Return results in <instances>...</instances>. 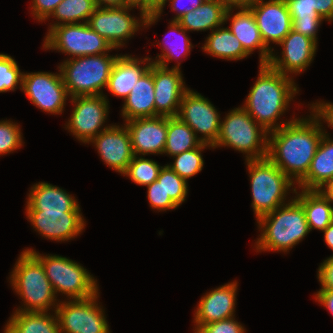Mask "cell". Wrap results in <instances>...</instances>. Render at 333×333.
Wrapping results in <instances>:
<instances>
[{"label": "cell", "mask_w": 333, "mask_h": 333, "mask_svg": "<svg viewBox=\"0 0 333 333\" xmlns=\"http://www.w3.org/2000/svg\"><path fill=\"white\" fill-rule=\"evenodd\" d=\"M232 9L227 10L218 0H205L198 8L184 14L177 22L186 31L215 30L231 18Z\"/></svg>", "instance_id": "26"}, {"label": "cell", "mask_w": 333, "mask_h": 333, "mask_svg": "<svg viewBox=\"0 0 333 333\" xmlns=\"http://www.w3.org/2000/svg\"><path fill=\"white\" fill-rule=\"evenodd\" d=\"M323 19H292V30L313 39L317 43V31Z\"/></svg>", "instance_id": "42"}, {"label": "cell", "mask_w": 333, "mask_h": 333, "mask_svg": "<svg viewBox=\"0 0 333 333\" xmlns=\"http://www.w3.org/2000/svg\"><path fill=\"white\" fill-rule=\"evenodd\" d=\"M202 49L209 55L227 60H240L249 55L228 27L213 30Z\"/></svg>", "instance_id": "30"}, {"label": "cell", "mask_w": 333, "mask_h": 333, "mask_svg": "<svg viewBox=\"0 0 333 333\" xmlns=\"http://www.w3.org/2000/svg\"><path fill=\"white\" fill-rule=\"evenodd\" d=\"M250 173L252 207L256 218L285 205L288 190L295 184L268 157L246 160ZM285 202V203H284ZM283 203V204H282Z\"/></svg>", "instance_id": "6"}, {"label": "cell", "mask_w": 333, "mask_h": 333, "mask_svg": "<svg viewBox=\"0 0 333 333\" xmlns=\"http://www.w3.org/2000/svg\"><path fill=\"white\" fill-rule=\"evenodd\" d=\"M127 4L130 6L139 7L140 16H146V0H126Z\"/></svg>", "instance_id": "54"}, {"label": "cell", "mask_w": 333, "mask_h": 333, "mask_svg": "<svg viewBox=\"0 0 333 333\" xmlns=\"http://www.w3.org/2000/svg\"><path fill=\"white\" fill-rule=\"evenodd\" d=\"M231 32L240 41L244 50L250 55L255 49L260 50V64L269 62L272 51L264 44L260 31L250 8L240 9L231 18Z\"/></svg>", "instance_id": "25"}, {"label": "cell", "mask_w": 333, "mask_h": 333, "mask_svg": "<svg viewBox=\"0 0 333 333\" xmlns=\"http://www.w3.org/2000/svg\"><path fill=\"white\" fill-rule=\"evenodd\" d=\"M318 191H320L330 204L333 203V180L326 182Z\"/></svg>", "instance_id": "52"}, {"label": "cell", "mask_w": 333, "mask_h": 333, "mask_svg": "<svg viewBox=\"0 0 333 333\" xmlns=\"http://www.w3.org/2000/svg\"><path fill=\"white\" fill-rule=\"evenodd\" d=\"M220 146L246 153V160L263 159L268 154V132L243 107H238L221 121L220 133L212 148Z\"/></svg>", "instance_id": "7"}, {"label": "cell", "mask_w": 333, "mask_h": 333, "mask_svg": "<svg viewBox=\"0 0 333 333\" xmlns=\"http://www.w3.org/2000/svg\"><path fill=\"white\" fill-rule=\"evenodd\" d=\"M22 143L19 125L9 120L0 121V155L19 149Z\"/></svg>", "instance_id": "38"}, {"label": "cell", "mask_w": 333, "mask_h": 333, "mask_svg": "<svg viewBox=\"0 0 333 333\" xmlns=\"http://www.w3.org/2000/svg\"><path fill=\"white\" fill-rule=\"evenodd\" d=\"M167 0H146L145 27L155 23L163 12Z\"/></svg>", "instance_id": "45"}, {"label": "cell", "mask_w": 333, "mask_h": 333, "mask_svg": "<svg viewBox=\"0 0 333 333\" xmlns=\"http://www.w3.org/2000/svg\"><path fill=\"white\" fill-rule=\"evenodd\" d=\"M99 293L86 299H71L56 306L60 333H110Z\"/></svg>", "instance_id": "10"}, {"label": "cell", "mask_w": 333, "mask_h": 333, "mask_svg": "<svg viewBox=\"0 0 333 333\" xmlns=\"http://www.w3.org/2000/svg\"><path fill=\"white\" fill-rule=\"evenodd\" d=\"M292 191L297 195L294 199L304 210L310 231L312 229L324 231L333 221V206L318 190L302 189L299 194L295 187Z\"/></svg>", "instance_id": "28"}, {"label": "cell", "mask_w": 333, "mask_h": 333, "mask_svg": "<svg viewBox=\"0 0 333 333\" xmlns=\"http://www.w3.org/2000/svg\"><path fill=\"white\" fill-rule=\"evenodd\" d=\"M317 44L313 39L291 30L278 44L283 48L282 57L272 52L267 64L284 75L301 73L313 61Z\"/></svg>", "instance_id": "17"}, {"label": "cell", "mask_w": 333, "mask_h": 333, "mask_svg": "<svg viewBox=\"0 0 333 333\" xmlns=\"http://www.w3.org/2000/svg\"><path fill=\"white\" fill-rule=\"evenodd\" d=\"M322 19L333 20V0H307Z\"/></svg>", "instance_id": "47"}, {"label": "cell", "mask_w": 333, "mask_h": 333, "mask_svg": "<svg viewBox=\"0 0 333 333\" xmlns=\"http://www.w3.org/2000/svg\"><path fill=\"white\" fill-rule=\"evenodd\" d=\"M153 61L140 76L130 94L124 99L122 116L126 121L135 118L155 117Z\"/></svg>", "instance_id": "22"}, {"label": "cell", "mask_w": 333, "mask_h": 333, "mask_svg": "<svg viewBox=\"0 0 333 333\" xmlns=\"http://www.w3.org/2000/svg\"><path fill=\"white\" fill-rule=\"evenodd\" d=\"M196 133L203 134L200 141L213 146L220 133V114L210 101L188 89L183 95L177 115Z\"/></svg>", "instance_id": "13"}, {"label": "cell", "mask_w": 333, "mask_h": 333, "mask_svg": "<svg viewBox=\"0 0 333 333\" xmlns=\"http://www.w3.org/2000/svg\"><path fill=\"white\" fill-rule=\"evenodd\" d=\"M31 252L42 264L45 274L57 294L61 292L70 299H86L98 293L95 278L83 266L59 255L42 256L33 249Z\"/></svg>", "instance_id": "8"}, {"label": "cell", "mask_w": 333, "mask_h": 333, "mask_svg": "<svg viewBox=\"0 0 333 333\" xmlns=\"http://www.w3.org/2000/svg\"><path fill=\"white\" fill-rule=\"evenodd\" d=\"M96 8L94 0H62L51 16L63 23L58 21L52 24L49 30L59 24L79 23L80 20H85L84 23H86Z\"/></svg>", "instance_id": "32"}, {"label": "cell", "mask_w": 333, "mask_h": 333, "mask_svg": "<svg viewBox=\"0 0 333 333\" xmlns=\"http://www.w3.org/2000/svg\"><path fill=\"white\" fill-rule=\"evenodd\" d=\"M237 286V281H234L206 293L201 298L195 310L194 333L205 324L234 317Z\"/></svg>", "instance_id": "21"}, {"label": "cell", "mask_w": 333, "mask_h": 333, "mask_svg": "<svg viewBox=\"0 0 333 333\" xmlns=\"http://www.w3.org/2000/svg\"><path fill=\"white\" fill-rule=\"evenodd\" d=\"M33 228L43 237L55 241L71 240L84 229L80 211H26Z\"/></svg>", "instance_id": "18"}, {"label": "cell", "mask_w": 333, "mask_h": 333, "mask_svg": "<svg viewBox=\"0 0 333 333\" xmlns=\"http://www.w3.org/2000/svg\"><path fill=\"white\" fill-rule=\"evenodd\" d=\"M331 180H333V140L325 132L307 175L298 183V186L306 190H318Z\"/></svg>", "instance_id": "27"}, {"label": "cell", "mask_w": 333, "mask_h": 333, "mask_svg": "<svg viewBox=\"0 0 333 333\" xmlns=\"http://www.w3.org/2000/svg\"><path fill=\"white\" fill-rule=\"evenodd\" d=\"M30 190L26 211H81L73 196L50 183H36Z\"/></svg>", "instance_id": "23"}, {"label": "cell", "mask_w": 333, "mask_h": 333, "mask_svg": "<svg viewBox=\"0 0 333 333\" xmlns=\"http://www.w3.org/2000/svg\"><path fill=\"white\" fill-rule=\"evenodd\" d=\"M292 19H322L307 0H285Z\"/></svg>", "instance_id": "41"}, {"label": "cell", "mask_w": 333, "mask_h": 333, "mask_svg": "<svg viewBox=\"0 0 333 333\" xmlns=\"http://www.w3.org/2000/svg\"><path fill=\"white\" fill-rule=\"evenodd\" d=\"M324 232V241L329 248L333 250V221L331 224L323 231Z\"/></svg>", "instance_id": "53"}, {"label": "cell", "mask_w": 333, "mask_h": 333, "mask_svg": "<svg viewBox=\"0 0 333 333\" xmlns=\"http://www.w3.org/2000/svg\"><path fill=\"white\" fill-rule=\"evenodd\" d=\"M170 1H171L170 3L172 4L171 5L172 11L174 10L177 12L176 13L177 15L172 21H178L184 14H187L188 12L198 8L205 0H189L190 5L187 6L184 5L185 3H183L184 2L183 0H170Z\"/></svg>", "instance_id": "48"}, {"label": "cell", "mask_w": 333, "mask_h": 333, "mask_svg": "<svg viewBox=\"0 0 333 333\" xmlns=\"http://www.w3.org/2000/svg\"><path fill=\"white\" fill-rule=\"evenodd\" d=\"M62 0H32V15L39 21H45Z\"/></svg>", "instance_id": "43"}, {"label": "cell", "mask_w": 333, "mask_h": 333, "mask_svg": "<svg viewBox=\"0 0 333 333\" xmlns=\"http://www.w3.org/2000/svg\"><path fill=\"white\" fill-rule=\"evenodd\" d=\"M21 90L35 106L58 115L62 113L69 96L61 73H23Z\"/></svg>", "instance_id": "14"}, {"label": "cell", "mask_w": 333, "mask_h": 333, "mask_svg": "<svg viewBox=\"0 0 333 333\" xmlns=\"http://www.w3.org/2000/svg\"><path fill=\"white\" fill-rule=\"evenodd\" d=\"M148 188V200L153 209L159 211H166L169 209H176L178 206L170 199V196H166L162 184L157 180L147 186Z\"/></svg>", "instance_id": "39"}, {"label": "cell", "mask_w": 333, "mask_h": 333, "mask_svg": "<svg viewBox=\"0 0 333 333\" xmlns=\"http://www.w3.org/2000/svg\"><path fill=\"white\" fill-rule=\"evenodd\" d=\"M47 312L15 311L6 324L4 333H60L56 315Z\"/></svg>", "instance_id": "29"}, {"label": "cell", "mask_w": 333, "mask_h": 333, "mask_svg": "<svg viewBox=\"0 0 333 333\" xmlns=\"http://www.w3.org/2000/svg\"><path fill=\"white\" fill-rule=\"evenodd\" d=\"M71 101L75 107L66 127L79 141L89 143L109 127L99 129L103 127L109 112V101L104 95L75 96Z\"/></svg>", "instance_id": "11"}, {"label": "cell", "mask_w": 333, "mask_h": 333, "mask_svg": "<svg viewBox=\"0 0 333 333\" xmlns=\"http://www.w3.org/2000/svg\"><path fill=\"white\" fill-rule=\"evenodd\" d=\"M312 108V111L319 119H324L323 121L328 124V127L333 128V104L332 103H314L310 107Z\"/></svg>", "instance_id": "46"}, {"label": "cell", "mask_w": 333, "mask_h": 333, "mask_svg": "<svg viewBox=\"0 0 333 333\" xmlns=\"http://www.w3.org/2000/svg\"><path fill=\"white\" fill-rule=\"evenodd\" d=\"M317 275L322 285L320 290H333V255L321 263Z\"/></svg>", "instance_id": "44"}, {"label": "cell", "mask_w": 333, "mask_h": 333, "mask_svg": "<svg viewBox=\"0 0 333 333\" xmlns=\"http://www.w3.org/2000/svg\"><path fill=\"white\" fill-rule=\"evenodd\" d=\"M145 61L147 65L142 67L140 63L143 64ZM150 61L149 57L139 60L128 55H120L114 63L106 88L112 95L125 99L140 76L149 68Z\"/></svg>", "instance_id": "24"}, {"label": "cell", "mask_w": 333, "mask_h": 333, "mask_svg": "<svg viewBox=\"0 0 333 333\" xmlns=\"http://www.w3.org/2000/svg\"><path fill=\"white\" fill-rule=\"evenodd\" d=\"M169 28L171 29L170 30L171 32L178 33L177 37L179 40H176L177 39L176 38L175 39L176 42L167 43V44L164 43V45H163L164 47H163V49H161L162 54L157 55L156 60L153 62V63H155L159 66L165 67V68H168V65H167L168 63H166V62H170V60H172L173 57L177 59L180 56L181 57L187 56L188 53L190 52L191 48L193 47L188 36L185 34L186 30L177 21H171ZM168 34H170V32H168ZM165 42H167V41H165Z\"/></svg>", "instance_id": "34"}, {"label": "cell", "mask_w": 333, "mask_h": 333, "mask_svg": "<svg viewBox=\"0 0 333 333\" xmlns=\"http://www.w3.org/2000/svg\"><path fill=\"white\" fill-rule=\"evenodd\" d=\"M90 142L96 146L105 164L122 175L135 156L126 126L110 125Z\"/></svg>", "instance_id": "19"}, {"label": "cell", "mask_w": 333, "mask_h": 333, "mask_svg": "<svg viewBox=\"0 0 333 333\" xmlns=\"http://www.w3.org/2000/svg\"><path fill=\"white\" fill-rule=\"evenodd\" d=\"M259 69L258 78L243 108L269 133L296 119L279 125L277 122L280 115L288 110L289 102L298 93V88L289 75L274 70L268 64H260Z\"/></svg>", "instance_id": "2"}, {"label": "cell", "mask_w": 333, "mask_h": 333, "mask_svg": "<svg viewBox=\"0 0 333 333\" xmlns=\"http://www.w3.org/2000/svg\"><path fill=\"white\" fill-rule=\"evenodd\" d=\"M120 55L108 56L107 53L70 58L61 63L59 73L68 95H103L102 88L107 87L109 76L115 61Z\"/></svg>", "instance_id": "5"}, {"label": "cell", "mask_w": 333, "mask_h": 333, "mask_svg": "<svg viewBox=\"0 0 333 333\" xmlns=\"http://www.w3.org/2000/svg\"><path fill=\"white\" fill-rule=\"evenodd\" d=\"M99 8H121L128 6L126 0H94ZM104 4V6H103Z\"/></svg>", "instance_id": "51"}, {"label": "cell", "mask_w": 333, "mask_h": 333, "mask_svg": "<svg viewBox=\"0 0 333 333\" xmlns=\"http://www.w3.org/2000/svg\"><path fill=\"white\" fill-rule=\"evenodd\" d=\"M244 327L234 317L203 325L196 333H244Z\"/></svg>", "instance_id": "40"}, {"label": "cell", "mask_w": 333, "mask_h": 333, "mask_svg": "<svg viewBox=\"0 0 333 333\" xmlns=\"http://www.w3.org/2000/svg\"><path fill=\"white\" fill-rule=\"evenodd\" d=\"M227 10L238 8L248 9L255 2V0H218Z\"/></svg>", "instance_id": "50"}, {"label": "cell", "mask_w": 333, "mask_h": 333, "mask_svg": "<svg viewBox=\"0 0 333 333\" xmlns=\"http://www.w3.org/2000/svg\"><path fill=\"white\" fill-rule=\"evenodd\" d=\"M200 137L178 116L167 117V135L164 153L174 156L197 148Z\"/></svg>", "instance_id": "31"}, {"label": "cell", "mask_w": 333, "mask_h": 333, "mask_svg": "<svg viewBox=\"0 0 333 333\" xmlns=\"http://www.w3.org/2000/svg\"><path fill=\"white\" fill-rule=\"evenodd\" d=\"M250 9L264 44L273 52L269 43L279 44L292 30V18L285 0H255Z\"/></svg>", "instance_id": "16"}, {"label": "cell", "mask_w": 333, "mask_h": 333, "mask_svg": "<svg viewBox=\"0 0 333 333\" xmlns=\"http://www.w3.org/2000/svg\"><path fill=\"white\" fill-rule=\"evenodd\" d=\"M211 147L209 144L201 143L197 148L172 156L175 158L173 164L168 166L187 182V179L195 176L203 168L202 149Z\"/></svg>", "instance_id": "33"}, {"label": "cell", "mask_w": 333, "mask_h": 333, "mask_svg": "<svg viewBox=\"0 0 333 333\" xmlns=\"http://www.w3.org/2000/svg\"><path fill=\"white\" fill-rule=\"evenodd\" d=\"M124 125L129 131L135 156L164 153L167 116L135 118L126 121Z\"/></svg>", "instance_id": "20"}, {"label": "cell", "mask_w": 333, "mask_h": 333, "mask_svg": "<svg viewBox=\"0 0 333 333\" xmlns=\"http://www.w3.org/2000/svg\"><path fill=\"white\" fill-rule=\"evenodd\" d=\"M161 168L162 166L151 159L134 156L123 175L129 176L138 185L148 186L157 180Z\"/></svg>", "instance_id": "35"}, {"label": "cell", "mask_w": 333, "mask_h": 333, "mask_svg": "<svg viewBox=\"0 0 333 333\" xmlns=\"http://www.w3.org/2000/svg\"><path fill=\"white\" fill-rule=\"evenodd\" d=\"M23 73L15 59L7 54H0V93L15 91L18 83L22 88Z\"/></svg>", "instance_id": "37"}, {"label": "cell", "mask_w": 333, "mask_h": 333, "mask_svg": "<svg viewBox=\"0 0 333 333\" xmlns=\"http://www.w3.org/2000/svg\"><path fill=\"white\" fill-rule=\"evenodd\" d=\"M157 181L162 184L166 196L177 205H181L187 196L188 185L177 173L168 165L162 166L159 171Z\"/></svg>", "instance_id": "36"}, {"label": "cell", "mask_w": 333, "mask_h": 333, "mask_svg": "<svg viewBox=\"0 0 333 333\" xmlns=\"http://www.w3.org/2000/svg\"><path fill=\"white\" fill-rule=\"evenodd\" d=\"M179 67V62L171 69L153 63L155 117L178 115L183 95L188 90Z\"/></svg>", "instance_id": "15"}, {"label": "cell", "mask_w": 333, "mask_h": 333, "mask_svg": "<svg viewBox=\"0 0 333 333\" xmlns=\"http://www.w3.org/2000/svg\"><path fill=\"white\" fill-rule=\"evenodd\" d=\"M12 271L10 281L24 301V308L16 311L48 312L59 303L41 262L29 251H23Z\"/></svg>", "instance_id": "4"}, {"label": "cell", "mask_w": 333, "mask_h": 333, "mask_svg": "<svg viewBox=\"0 0 333 333\" xmlns=\"http://www.w3.org/2000/svg\"><path fill=\"white\" fill-rule=\"evenodd\" d=\"M311 115L309 119L296 118L268 133L267 157L297 184L307 175L325 134L321 119L313 112Z\"/></svg>", "instance_id": "1"}, {"label": "cell", "mask_w": 333, "mask_h": 333, "mask_svg": "<svg viewBox=\"0 0 333 333\" xmlns=\"http://www.w3.org/2000/svg\"><path fill=\"white\" fill-rule=\"evenodd\" d=\"M257 220L262 230L256 242L257 251L287 252L310 232L304 210L295 199Z\"/></svg>", "instance_id": "3"}, {"label": "cell", "mask_w": 333, "mask_h": 333, "mask_svg": "<svg viewBox=\"0 0 333 333\" xmlns=\"http://www.w3.org/2000/svg\"><path fill=\"white\" fill-rule=\"evenodd\" d=\"M44 49L61 51L74 57L100 55L115 49L88 23L59 24L48 30Z\"/></svg>", "instance_id": "9"}, {"label": "cell", "mask_w": 333, "mask_h": 333, "mask_svg": "<svg viewBox=\"0 0 333 333\" xmlns=\"http://www.w3.org/2000/svg\"><path fill=\"white\" fill-rule=\"evenodd\" d=\"M315 299L333 315V290H319L315 294Z\"/></svg>", "instance_id": "49"}, {"label": "cell", "mask_w": 333, "mask_h": 333, "mask_svg": "<svg viewBox=\"0 0 333 333\" xmlns=\"http://www.w3.org/2000/svg\"><path fill=\"white\" fill-rule=\"evenodd\" d=\"M132 8H135V6L128 5L121 8L97 7L87 23L92 30L104 37L113 48L119 49L124 46L125 40L131 38L139 30L140 26H145L146 16H141L140 20L135 19L128 13V10Z\"/></svg>", "instance_id": "12"}]
</instances>
